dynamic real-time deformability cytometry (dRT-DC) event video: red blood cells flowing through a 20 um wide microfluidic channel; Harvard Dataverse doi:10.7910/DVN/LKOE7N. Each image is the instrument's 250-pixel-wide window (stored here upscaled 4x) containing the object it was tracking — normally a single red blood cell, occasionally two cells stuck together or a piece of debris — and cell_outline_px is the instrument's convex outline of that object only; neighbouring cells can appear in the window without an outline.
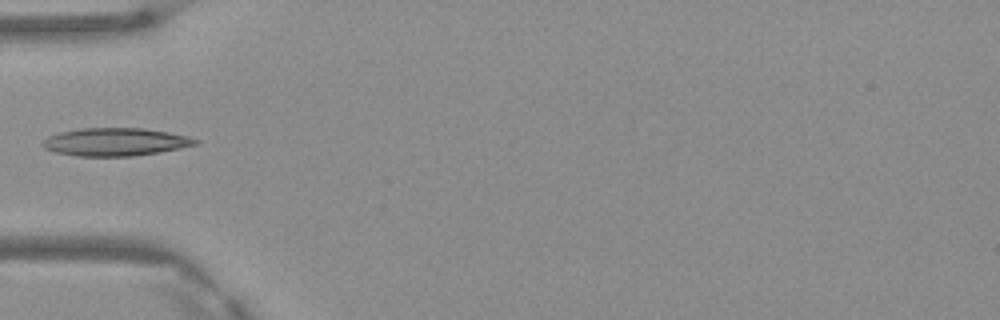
{"species": "Egyptian fruit bat (a non-hibernating species)", "species_latin": "Rousettus aegyptiacus", "temperature_condition": "warm", "stored_images_in_passage": 5, "camera_frame_rate_fps": 3000, "um_per_image_px": 0.085, "frame": {"image": 1, "passage_image": 4, "time_ms": 1.0, "image_size_px": [1000, 320], "cell_outline_px": [[200, 140], [196, 144], [180, 148], [160, 152], [132, 156], [76, 156], [56, 152], [44, 148], [40, 144], [48, 136], [60, 132], [84, 128], [144, 128], [168, 132], [188, 136]], "centroid_in_image_um": [9.8, 12.06], "position_along_channel_um": 75.2, "area_um2": 24.8}}
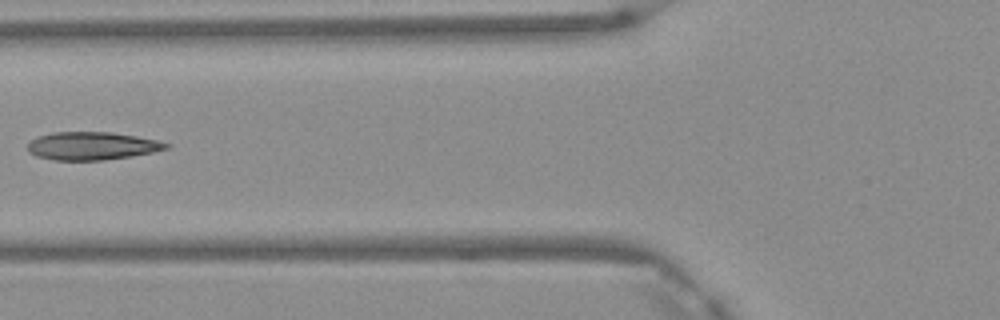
{"frame": {"image": 2, "passage_image": 5, "time_ms": 1.333, "image_size_px": [1000, 320], "cell_outline_px": [[172, 144], [168, 148], [152, 152], [132, 156], [104, 160], [52, 160], [36, 156], [28, 152], [28, 144], [32, 140], [40, 136], [52, 132], [112, 132], [136, 136], [156, 140]], "centroid_in_image_um": [7.82, 12.4], "position_along_channel_um": 118.0, "area_um2": 22.54}}